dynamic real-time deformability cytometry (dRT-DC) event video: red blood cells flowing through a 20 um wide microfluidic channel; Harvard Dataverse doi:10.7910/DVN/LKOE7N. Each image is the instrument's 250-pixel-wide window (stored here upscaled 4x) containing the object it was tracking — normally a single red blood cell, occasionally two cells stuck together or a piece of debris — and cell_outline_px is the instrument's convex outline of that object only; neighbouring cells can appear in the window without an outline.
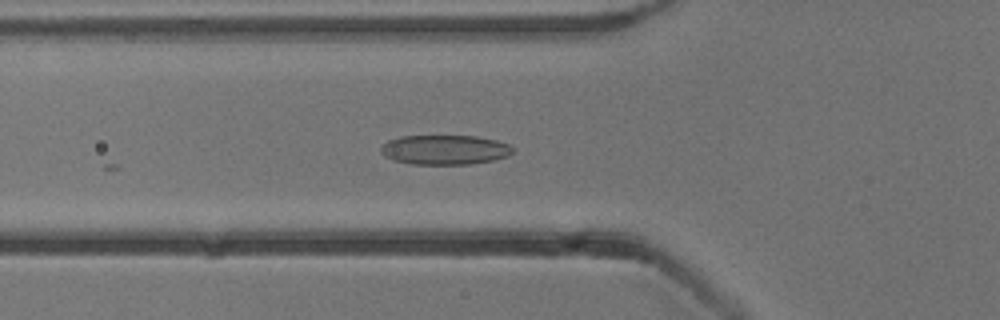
{"species": "common noctule bat (a hibernating species)", "species_latin": "Nyctalus noctula", "temperature_condition": "cold", "stored_images_in_passage": 11, "camera_frame_rate_fps": 3000, "um_per_image_px": 0.085, "animal": {"sex": "male", "body_mass_g": 13.3}, "frame": {"image": 1, "passage_image": 5, "time_ms": 1.333, "image_size_px": [1000, 320], "cell_outline_px": [[512, 152], [508, 156], [492, 160], [472, 164], [412, 164], [392, 160], [384, 156], [380, 152], [380, 148], [388, 140], [400, 136], [476, 136], [496, 140], [508, 144], [512, 148]], "centroid_in_image_um": [37.77, 12.73], "position_along_channel_um": 88.0, "area_um2": 22.77}}
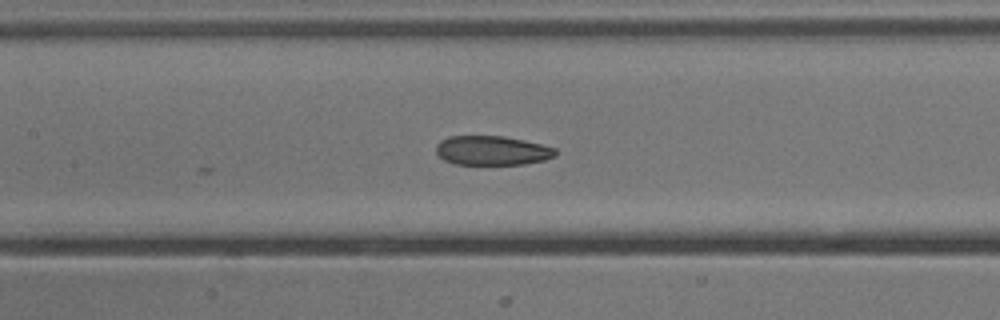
{"frame": {"image": 2, "passage_image": 11, "time_ms": 3.333, "image_size_px": [1000, 320], "cell_outline_px": [[556, 156], [544, 160], [524, 164], [456, 164], [444, 160], [436, 152], [436, 144], [440, 140], [448, 136], [504, 136], [524, 140], [556, 148]], "centroid_in_image_um": [41.82, 12.79], "position_along_channel_um": 165.6, "area_um2": 20.4}}